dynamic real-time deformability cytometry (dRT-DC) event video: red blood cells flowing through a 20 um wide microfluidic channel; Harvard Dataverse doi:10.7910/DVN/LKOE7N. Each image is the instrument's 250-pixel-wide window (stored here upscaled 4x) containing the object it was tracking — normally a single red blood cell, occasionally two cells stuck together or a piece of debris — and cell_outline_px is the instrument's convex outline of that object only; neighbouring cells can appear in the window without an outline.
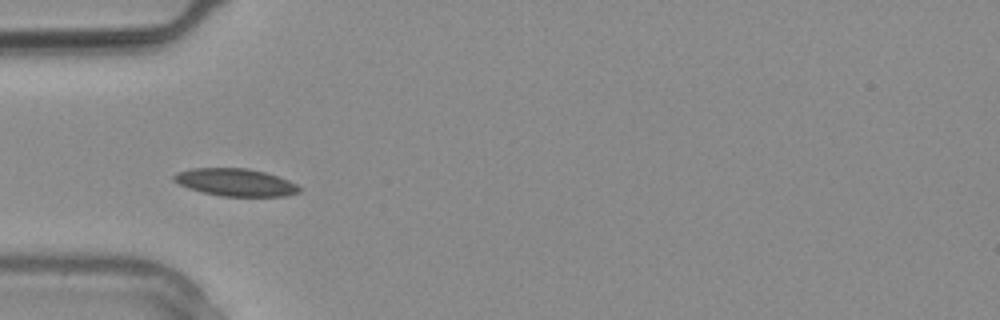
{"species": "common noctule bat (a hibernating species)", "species_latin": "Nyctalus noctula", "temperature_condition": "warm", "stored_images_in_passage": 3, "camera_frame_rate_fps": 3000, "um_per_image_px": 0.085, "animal": {"sex": "male", "body_mass_g": 20.4}, "frame": {"image": 1, "passage_image": 3, "time_ms": 0.667, "image_size_px": [1000, 320], "cell_outline_px": [[304, 188], [300, 192], [284, 196], [220, 196], [188, 188], [172, 180], [172, 176], [176, 172], [192, 168], [248, 168], [264, 172], [288, 180]], "centroid_in_image_um": [20.02, 15.49], "position_along_channel_um": 65.0, "area_um2": 20.11}}